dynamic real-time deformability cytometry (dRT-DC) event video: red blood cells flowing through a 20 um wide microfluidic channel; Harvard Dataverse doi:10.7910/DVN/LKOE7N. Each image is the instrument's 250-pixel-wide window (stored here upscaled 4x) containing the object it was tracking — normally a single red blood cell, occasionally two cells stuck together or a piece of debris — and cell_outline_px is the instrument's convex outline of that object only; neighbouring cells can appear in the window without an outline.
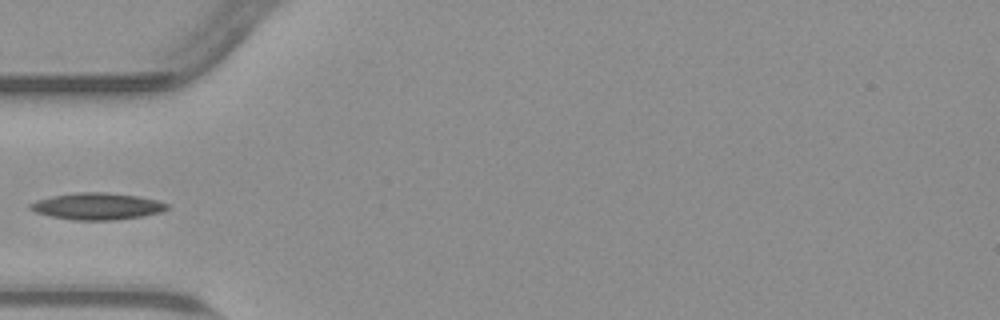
{"species": "common noctule bat (a hibernating species)", "species_latin": "Nyctalus noctula", "temperature_condition": "warm", "stored_images_in_passage": 8, "camera_frame_rate_fps": 3000, "um_per_image_px": 0.085, "animal": {"sex": "male", "body_mass_g": 23.1, "forearm_length_mm": 52.7}, "frame": {"image": 1, "passage_image": 1, "time_ms": 0.0, "image_size_px": [1000, 320], "cell_outline_px": [[168, 208], [160, 212], [140, 216], [112, 220], [72, 220], [52, 216], [36, 212], [28, 208], [28, 204], [36, 200], [52, 196], [76, 192], [108, 192], [136, 196], [156, 200], [168, 204]], "centroid_in_image_um": [8.21, 17.52], "position_along_channel_um": 76.8, "area_um2": 21.15}}